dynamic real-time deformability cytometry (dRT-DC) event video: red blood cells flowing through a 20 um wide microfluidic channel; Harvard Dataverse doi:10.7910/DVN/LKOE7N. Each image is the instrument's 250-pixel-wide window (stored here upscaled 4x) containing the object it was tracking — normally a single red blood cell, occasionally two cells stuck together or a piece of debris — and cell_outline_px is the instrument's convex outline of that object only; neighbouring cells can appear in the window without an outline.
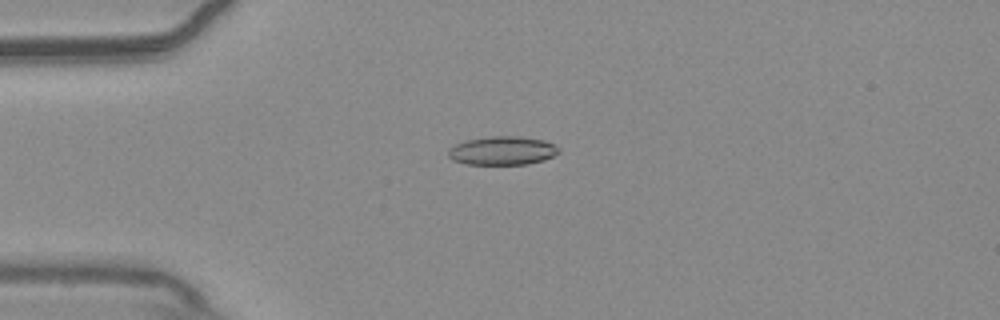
{"species": "common noctule bat (a hibernating species)", "species_latin": "Nyctalus noctula", "temperature_condition": "warm", "stored_images_in_passage": 54, "camera_frame_rate_fps": 3000, "um_per_image_px": 0.085, "animal": {"sex": "male", "body_mass_g": 20.4}, "frame": {"image": 1, "passage_image": 13, "time_ms": 4.0, "image_size_px": [1000, 320], "cell_outline_px": [[560, 152], [544, 160], [528, 164], [468, 164], [452, 160], [448, 156], [448, 152], [456, 144], [468, 140], [488, 136], [520, 136], [544, 140], [560, 148]], "centroid_in_image_um": [42.73, 12.8], "position_along_channel_um": 42.3, "area_um2": 18.32}}
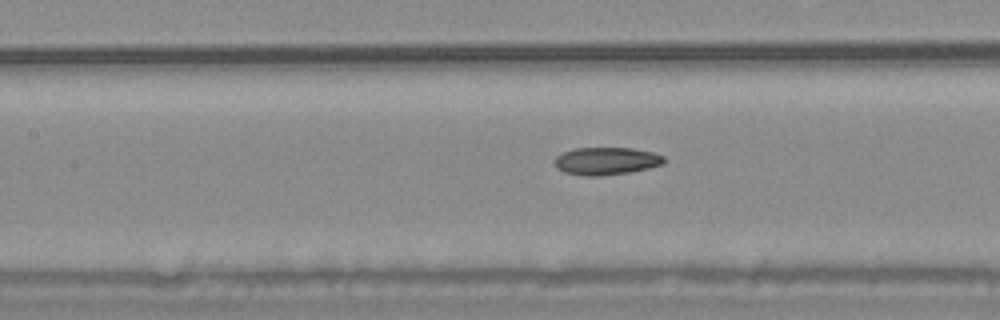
{"frame": {"image": 2, "passage_image": 24, "time_ms": 7.667, "image_size_px": [1000, 320], "cell_outline_px": [[664, 164], [632, 172], [600, 176], [584, 176], [564, 172], [556, 168], [552, 160], [560, 152], [576, 148], [632, 148], [652, 152], [664, 156]], "centroid_in_image_um": [51.48, 13.69], "position_along_channel_um": 155.9, "area_um2": 17.86}}
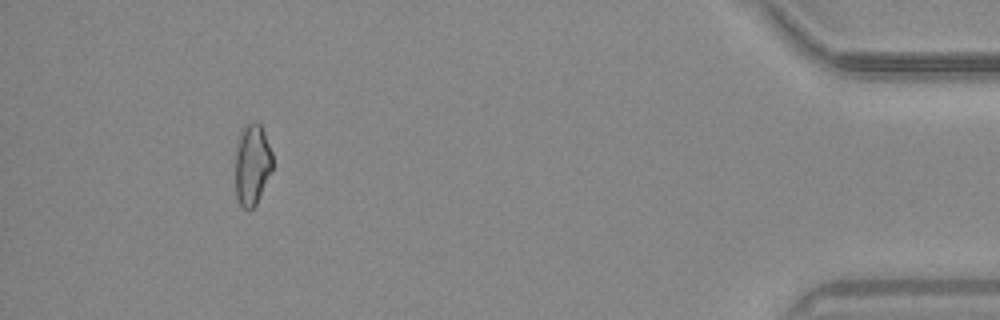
{"frame": {"image": 3, "passage_image": 50, "time_ms": 16.333, "image_size_px": [1000, 320], "cell_outline_px": [[272, 168], [256, 204], [252, 208], [244, 208], [240, 204], [236, 196], [236, 152], [240, 136], [244, 128], [252, 120], [256, 120], [260, 124], [264, 132], [272, 152]], "centroid_in_image_um": [21.44, 13.97], "position_along_channel_um": 413.8, "area_um2": 17.17}, "authors_computed_cell_mechanics": {"area_um2": 17.8602, "velocity_mm_per_s": 3.721, "shape_relaxation_time_tau1_ms": null, "shape_relaxation_time_tau2_ms": 7.3667, "deformation_change_tau1": null, "deformation_change_tau2": 0.156}}